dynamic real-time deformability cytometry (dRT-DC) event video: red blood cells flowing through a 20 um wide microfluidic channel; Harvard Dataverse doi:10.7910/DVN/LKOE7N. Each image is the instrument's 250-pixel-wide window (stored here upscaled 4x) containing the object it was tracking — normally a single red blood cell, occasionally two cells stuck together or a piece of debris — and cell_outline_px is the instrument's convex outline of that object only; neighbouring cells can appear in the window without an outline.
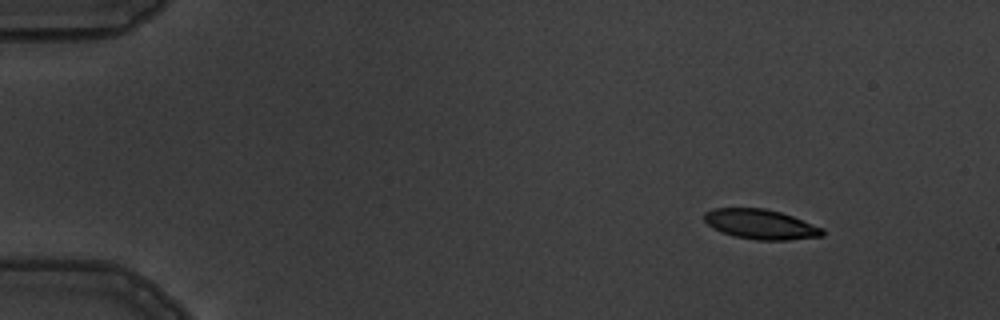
{"species": "common noctule bat (a hibernating species)", "species_latin": "Nyctalus noctula", "temperature_condition": "warm", "stored_images_in_passage": 5, "camera_frame_rate_fps": 3000, "um_per_image_px": 0.085, "animal": {"sex": "male", "body_mass_g": 19.5, "forearm_length_mm": 54.6}, "frame": {"image": 1, "passage_image": 2, "time_ms": 1.333, "image_size_px": [1000, 320], "cell_outline_px": [[824, 236], [788, 240], [756, 240], [736, 236], [724, 232], [708, 224], [704, 220], [704, 212], [712, 208], [764, 208], [780, 212], [792, 216], [824, 228]], "centroid_in_image_um": [64.69, 19.06], "position_along_channel_um": 20.3, "area_um2": 20.4}}
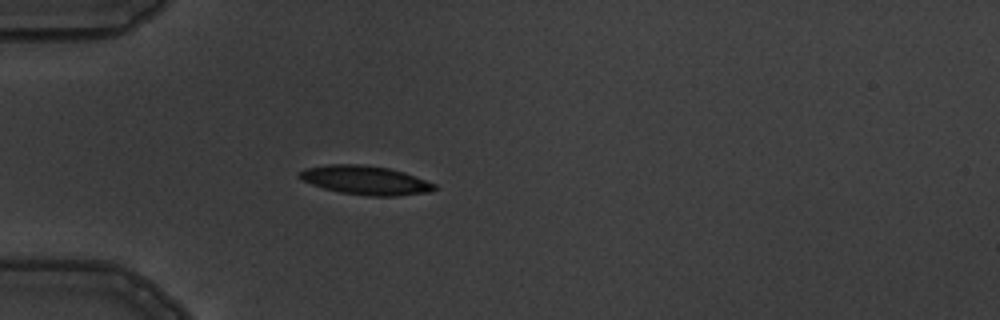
{"frame": {"image": 2, "passage_image": 5, "time_ms": 4.667, "image_size_px": [1000, 320], "cell_outline_px": [[436, 188], [428, 192], [396, 196], [368, 196], [340, 192], [324, 188], [312, 184], [296, 176], [300, 172], [308, 168], [328, 164], [364, 164], [388, 168], [404, 172], [436, 184]], "centroid_in_image_um": [31.07, 15.31], "position_along_channel_um": 53.9, "area_um2": 22.54}}